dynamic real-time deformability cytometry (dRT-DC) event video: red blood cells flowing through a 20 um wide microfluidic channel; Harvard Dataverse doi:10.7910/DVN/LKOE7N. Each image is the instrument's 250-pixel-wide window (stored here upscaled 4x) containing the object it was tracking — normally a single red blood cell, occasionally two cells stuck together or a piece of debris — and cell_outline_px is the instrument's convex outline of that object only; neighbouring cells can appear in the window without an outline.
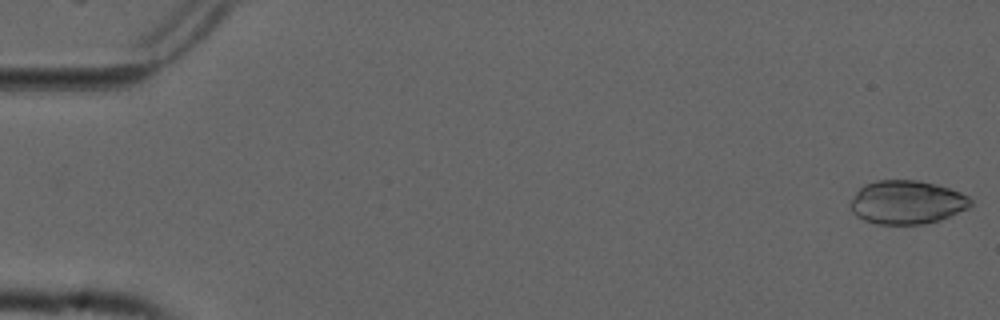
{"species": "common noctule bat (a hibernating species)", "species_latin": "Nyctalus noctula", "temperature_condition": "cold", "stored_images_in_passage": 54, "camera_frame_rate_fps": 3000, "um_per_image_px": 0.085, "animal": {"sex": "male", "forearm_length_mm": 52.5}, "frame": {"image": 1, "passage_image": 1, "time_ms": 0.0, "image_size_px": [1000, 320], "cell_outline_px": [[972, 204], [968, 208], [940, 220], [924, 224], [876, 224], [864, 220], [856, 216], [848, 208], [848, 204], [856, 192], [864, 184], [876, 180], [916, 180], [936, 184], [960, 192], [968, 196], [972, 200]], "centroid_in_image_um": [77.04, 17.19], "position_along_channel_um": 8.0, "area_um2": 30.75}}
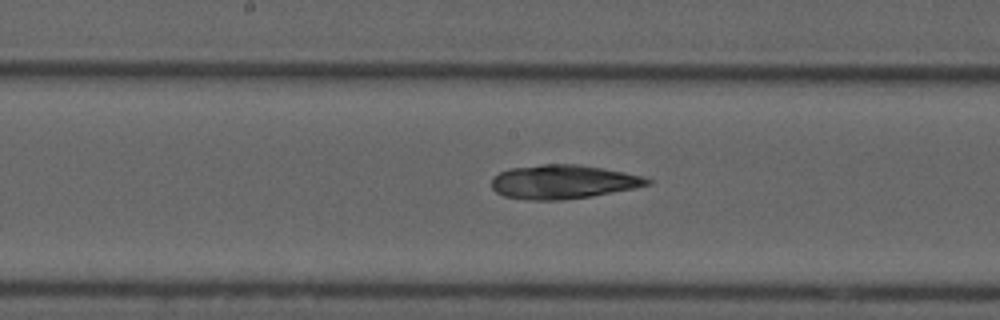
{"frame": {"image": 2, "passage_image": 28, "time_ms": 9.0, "image_size_px": [1000, 320], "cell_outline_px": [[656, 180], [652, 184], [636, 188], [592, 196], [560, 200], [528, 200], [504, 196], [496, 192], [492, 188], [492, 176], [508, 168], [544, 164], [576, 164], [624, 172]], "centroid_in_image_um": [47.86, 15.46], "position_along_channel_um": 200.3, "area_um2": 30.92}}
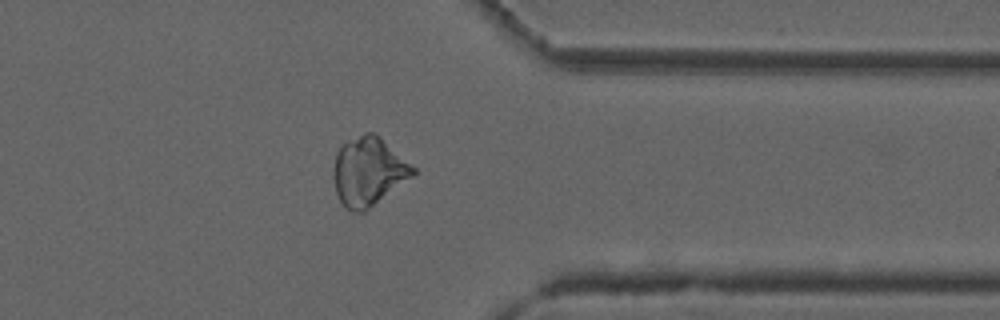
{"frame": {"image": 3, "passage_image": 43, "time_ms": 14.0, "image_size_px": [1000, 320], "cell_outline_px": [[416, 172], [412, 176], [364, 212], [352, 212], [344, 208], [336, 192], [332, 176], [332, 168], [336, 152], [340, 144], [364, 132], [372, 132], [380, 136], [412, 164], [416, 168]], "centroid_in_image_um": [31.28, 14.55], "position_along_channel_um": 380.1, "area_um2": 32.02}}